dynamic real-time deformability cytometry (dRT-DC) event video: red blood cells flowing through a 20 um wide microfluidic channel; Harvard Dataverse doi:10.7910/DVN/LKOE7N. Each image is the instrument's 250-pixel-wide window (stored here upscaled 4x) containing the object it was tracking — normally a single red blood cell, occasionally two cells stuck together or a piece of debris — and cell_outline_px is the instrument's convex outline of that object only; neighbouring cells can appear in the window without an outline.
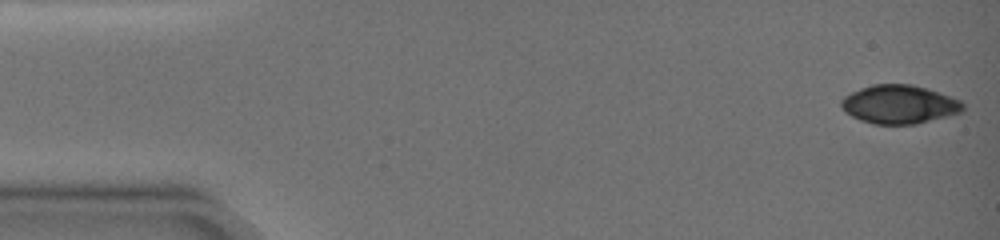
{"species": "common noctule bat (a hibernating species)", "species_latin": "Nyctalus noctula", "temperature_condition": "warm", "stored_images_in_passage": 8, "camera_frame_rate_fps": 3000, "um_per_image_px": 0.085, "animal": {"sex": "female", "body_mass_g": 19.0, "forearm_length_mm": 51.5}, "frame": {"image": 1, "passage_image": 1, "time_ms": 0.0, "image_size_px": [1000, 240], "cell_outline_px": [[964, 108], [960, 112], [916, 124], [872, 124], [860, 120], [844, 112], [840, 108], [840, 100], [844, 96], [860, 88], [872, 84], [912, 84], [960, 100], [964, 104]], "centroid_in_image_um": [76.36, 8.87], "position_along_channel_um": 8.6, "area_um2": 27.22}}
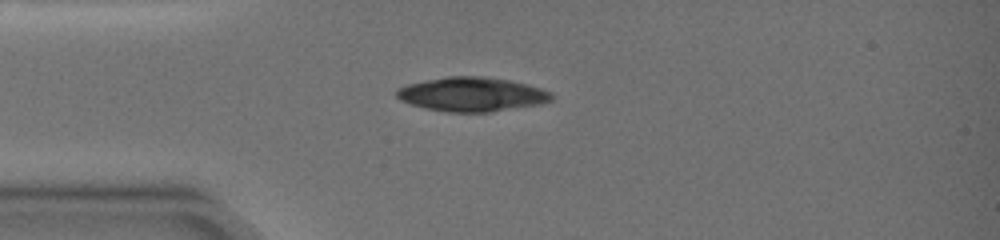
{"frame": {"image": 2, "passage_image": 7, "time_ms": 4.0, "image_size_px": [1000, 240], "cell_outline_px": [[556, 96], [552, 100], [544, 104], [492, 112], [444, 112], [424, 108], [400, 100], [396, 96], [396, 88], [408, 84], [448, 76], [484, 76], [508, 80], [528, 84], [552, 92]], "centroid_in_image_um": [40.17, 8.03], "position_along_channel_um": 44.8, "area_um2": 31.21}}